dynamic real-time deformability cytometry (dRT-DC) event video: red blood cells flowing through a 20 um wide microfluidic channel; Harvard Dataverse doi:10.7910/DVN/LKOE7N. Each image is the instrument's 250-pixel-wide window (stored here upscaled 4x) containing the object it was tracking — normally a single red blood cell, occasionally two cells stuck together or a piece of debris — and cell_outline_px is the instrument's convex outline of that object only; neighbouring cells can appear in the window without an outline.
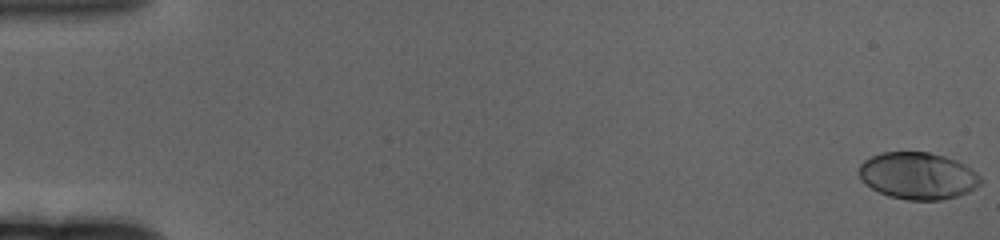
{"species": "human", "species_latin": "Homo sapiens", "temperature_condition": "cold", "stored_images_in_passage": 52, "camera_frame_rate_fps": 3000, "um_per_image_px": 0.085, "donor": {"sex": "female"}, "frame": {"image": 1, "passage_image": 1, "time_ms": 0.0, "image_size_px": [1000, 240], "cell_outline_px": [[980, 184], [968, 192], [956, 196], [940, 200], [908, 200], [888, 196], [872, 188], [860, 176], [860, 164], [864, 160], [872, 156], [884, 152], [928, 152], [944, 156], [956, 160], [964, 164], [976, 172], [980, 176]], "centroid_in_image_um": [78.04, 14.94], "position_along_channel_um": 7.0, "area_um2": 32.89}}
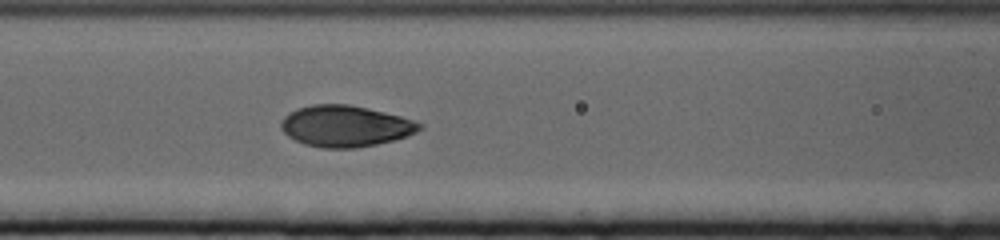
{"frame": {"image": 2, "passage_image": 28, "time_ms": 9.0, "image_size_px": [1000, 240], "cell_outline_px": [[424, 128], [408, 136], [376, 144], [356, 148], [324, 148], [304, 144], [288, 136], [280, 128], [280, 124], [284, 116], [288, 112], [296, 108], [312, 104], [348, 104], [368, 108], [400, 116], [424, 124]], "centroid_in_image_um": [29.34, 10.71], "position_along_channel_um": 137.3, "area_um2": 33.41}}
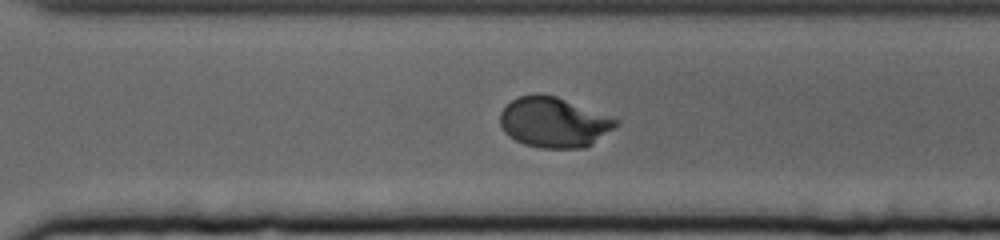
{"frame": {"image": 3, "passage_image": 45, "time_ms": 14.667, "image_size_px": [1000, 240], "cell_outline_px": [[620, 124], [592, 144], [584, 148], [540, 148], [524, 144], [508, 136], [504, 132], [500, 124], [500, 112], [512, 100], [520, 96], [536, 92], [556, 96], [620, 120]], "centroid_in_image_um": [47.07, 10.4], "position_along_channel_um": 323.5, "area_um2": 33.99}}